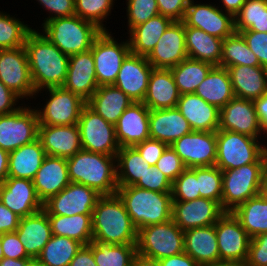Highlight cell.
<instances>
[{"label":"cell","mask_w":267,"mask_h":266,"mask_svg":"<svg viewBox=\"0 0 267 266\" xmlns=\"http://www.w3.org/2000/svg\"><path fill=\"white\" fill-rule=\"evenodd\" d=\"M112 35L109 30L102 31L90 49L98 86L113 85L123 61L131 53L128 39L118 42Z\"/></svg>","instance_id":"cell-9"},{"label":"cell","mask_w":267,"mask_h":266,"mask_svg":"<svg viewBox=\"0 0 267 266\" xmlns=\"http://www.w3.org/2000/svg\"><path fill=\"white\" fill-rule=\"evenodd\" d=\"M221 7L222 10L232 14L234 17L235 15L241 10L243 4L246 0H221Z\"/></svg>","instance_id":"cell-64"},{"label":"cell","mask_w":267,"mask_h":266,"mask_svg":"<svg viewBox=\"0 0 267 266\" xmlns=\"http://www.w3.org/2000/svg\"><path fill=\"white\" fill-rule=\"evenodd\" d=\"M152 70L147 57L130 53L123 61L113 86L134 102H143Z\"/></svg>","instance_id":"cell-22"},{"label":"cell","mask_w":267,"mask_h":266,"mask_svg":"<svg viewBox=\"0 0 267 266\" xmlns=\"http://www.w3.org/2000/svg\"><path fill=\"white\" fill-rule=\"evenodd\" d=\"M133 102L130 97L117 87L102 85L97 88L86 104L115 126L119 117Z\"/></svg>","instance_id":"cell-33"},{"label":"cell","mask_w":267,"mask_h":266,"mask_svg":"<svg viewBox=\"0 0 267 266\" xmlns=\"http://www.w3.org/2000/svg\"><path fill=\"white\" fill-rule=\"evenodd\" d=\"M1 244L4 258L29 259L24 246L19 240L16 232L1 234Z\"/></svg>","instance_id":"cell-57"},{"label":"cell","mask_w":267,"mask_h":266,"mask_svg":"<svg viewBox=\"0 0 267 266\" xmlns=\"http://www.w3.org/2000/svg\"><path fill=\"white\" fill-rule=\"evenodd\" d=\"M126 2L128 32L159 14L156 0H126Z\"/></svg>","instance_id":"cell-50"},{"label":"cell","mask_w":267,"mask_h":266,"mask_svg":"<svg viewBox=\"0 0 267 266\" xmlns=\"http://www.w3.org/2000/svg\"><path fill=\"white\" fill-rule=\"evenodd\" d=\"M101 195L91 187L70 182L58 194L43 203L47 215L73 216L92 215L96 202Z\"/></svg>","instance_id":"cell-15"},{"label":"cell","mask_w":267,"mask_h":266,"mask_svg":"<svg viewBox=\"0 0 267 266\" xmlns=\"http://www.w3.org/2000/svg\"><path fill=\"white\" fill-rule=\"evenodd\" d=\"M134 186L155 192H171L172 182L156 167L150 166Z\"/></svg>","instance_id":"cell-52"},{"label":"cell","mask_w":267,"mask_h":266,"mask_svg":"<svg viewBox=\"0 0 267 266\" xmlns=\"http://www.w3.org/2000/svg\"><path fill=\"white\" fill-rule=\"evenodd\" d=\"M234 19L236 32H267V0H246Z\"/></svg>","instance_id":"cell-45"},{"label":"cell","mask_w":267,"mask_h":266,"mask_svg":"<svg viewBox=\"0 0 267 266\" xmlns=\"http://www.w3.org/2000/svg\"><path fill=\"white\" fill-rule=\"evenodd\" d=\"M15 232L30 258L38 257L52 237L50 221L43 209L22 217Z\"/></svg>","instance_id":"cell-29"},{"label":"cell","mask_w":267,"mask_h":266,"mask_svg":"<svg viewBox=\"0 0 267 266\" xmlns=\"http://www.w3.org/2000/svg\"><path fill=\"white\" fill-rule=\"evenodd\" d=\"M45 156L39 138L9 152L8 177L33 180Z\"/></svg>","instance_id":"cell-35"},{"label":"cell","mask_w":267,"mask_h":266,"mask_svg":"<svg viewBox=\"0 0 267 266\" xmlns=\"http://www.w3.org/2000/svg\"><path fill=\"white\" fill-rule=\"evenodd\" d=\"M245 266H267V233L251 238Z\"/></svg>","instance_id":"cell-54"},{"label":"cell","mask_w":267,"mask_h":266,"mask_svg":"<svg viewBox=\"0 0 267 266\" xmlns=\"http://www.w3.org/2000/svg\"><path fill=\"white\" fill-rule=\"evenodd\" d=\"M70 182L91 187L101 196L117 193L116 156L80 150L67 158Z\"/></svg>","instance_id":"cell-3"},{"label":"cell","mask_w":267,"mask_h":266,"mask_svg":"<svg viewBox=\"0 0 267 266\" xmlns=\"http://www.w3.org/2000/svg\"><path fill=\"white\" fill-rule=\"evenodd\" d=\"M93 242L137 245L138 230L118 194L100 196L92 212Z\"/></svg>","instance_id":"cell-2"},{"label":"cell","mask_w":267,"mask_h":266,"mask_svg":"<svg viewBox=\"0 0 267 266\" xmlns=\"http://www.w3.org/2000/svg\"><path fill=\"white\" fill-rule=\"evenodd\" d=\"M172 201H191L200 198L196 167L186 168L172 183Z\"/></svg>","instance_id":"cell-49"},{"label":"cell","mask_w":267,"mask_h":266,"mask_svg":"<svg viewBox=\"0 0 267 266\" xmlns=\"http://www.w3.org/2000/svg\"><path fill=\"white\" fill-rule=\"evenodd\" d=\"M70 183L67 159L46 155L33 179L36 194L44 203Z\"/></svg>","instance_id":"cell-26"},{"label":"cell","mask_w":267,"mask_h":266,"mask_svg":"<svg viewBox=\"0 0 267 266\" xmlns=\"http://www.w3.org/2000/svg\"><path fill=\"white\" fill-rule=\"evenodd\" d=\"M200 197L217 201L222 199V171L217 166L196 167Z\"/></svg>","instance_id":"cell-48"},{"label":"cell","mask_w":267,"mask_h":266,"mask_svg":"<svg viewBox=\"0 0 267 266\" xmlns=\"http://www.w3.org/2000/svg\"><path fill=\"white\" fill-rule=\"evenodd\" d=\"M184 252L200 266L219 263L215 225L185 230Z\"/></svg>","instance_id":"cell-30"},{"label":"cell","mask_w":267,"mask_h":266,"mask_svg":"<svg viewBox=\"0 0 267 266\" xmlns=\"http://www.w3.org/2000/svg\"><path fill=\"white\" fill-rule=\"evenodd\" d=\"M69 266H97L93 256V241L82 246Z\"/></svg>","instance_id":"cell-61"},{"label":"cell","mask_w":267,"mask_h":266,"mask_svg":"<svg viewBox=\"0 0 267 266\" xmlns=\"http://www.w3.org/2000/svg\"><path fill=\"white\" fill-rule=\"evenodd\" d=\"M38 138L49 156L67 159L82 150L78 124L39 125Z\"/></svg>","instance_id":"cell-23"},{"label":"cell","mask_w":267,"mask_h":266,"mask_svg":"<svg viewBox=\"0 0 267 266\" xmlns=\"http://www.w3.org/2000/svg\"><path fill=\"white\" fill-rule=\"evenodd\" d=\"M224 213L217 201L208 198L172 201V220L183 231L215 225Z\"/></svg>","instance_id":"cell-18"},{"label":"cell","mask_w":267,"mask_h":266,"mask_svg":"<svg viewBox=\"0 0 267 266\" xmlns=\"http://www.w3.org/2000/svg\"><path fill=\"white\" fill-rule=\"evenodd\" d=\"M4 258L2 244H1V234H0V261Z\"/></svg>","instance_id":"cell-72"},{"label":"cell","mask_w":267,"mask_h":266,"mask_svg":"<svg viewBox=\"0 0 267 266\" xmlns=\"http://www.w3.org/2000/svg\"><path fill=\"white\" fill-rule=\"evenodd\" d=\"M185 43L188 58L220 66L223 39L185 25Z\"/></svg>","instance_id":"cell-36"},{"label":"cell","mask_w":267,"mask_h":266,"mask_svg":"<svg viewBox=\"0 0 267 266\" xmlns=\"http://www.w3.org/2000/svg\"><path fill=\"white\" fill-rule=\"evenodd\" d=\"M82 246L74 239L52 235L37 258L47 266H69Z\"/></svg>","instance_id":"cell-42"},{"label":"cell","mask_w":267,"mask_h":266,"mask_svg":"<svg viewBox=\"0 0 267 266\" xmlns=\"http://www.w3.org/2000/svg\"><path fill=\"white\" fill-rule=\"evenodd\" d=\"M41 7L45 8L50 14L43 20L46 23L49 20L75 15L74 0H36Z\"/></svg>","instance_id":"cell-55"},{"label":"cell","mask_w":267,"mask_h":266,"mask_svg":"<svg viewBox=\"0 0 267 266\" xmlns=\"http://www.w3.org/2000/svg\"><path fill=\"white\" fill-rule=\"evenodd\" d=\"M216 142L215 166L221 171L236 169L246 164L265 163L263 157L265 140L263 139L227 130H217Z\"/></svg>","instance_id":"cell-6"},{"label":"cell","mask_w":267,"mask_h":266,"mask_svg":"<svg viewBox=\"0 0 267 266\" xmlns=\"http://www.w3.org/2000/svg\"><path fill=\"white\" fill-rule=\"evenodd\" d=\"M188 58L185 43V24L174 21L162 34L147 56L153 68L170 69Z\"/></svg>","instance_id":"cell-20"},{"label":"cell","mask_w":267,"mask_h":266,"mask_svg":"<svg viewBox=\"0 0 267 266\" xmlns=\"http://www.w3.org/2000/svg\"><path fill=\"white\" fill-rule=\"evenodd\" d=\"M176 108L189 122L193 131L216 132L220 109L205 102L195 93L181 94Z\"/></svg>","instance_id":"cell-27"},{"label":"cell","mask_w":267,"mask_h":266,"mask_svg":"<svg viewBox=\"0 0 267 266\" xmlns=\"http://www.w3.org/2000/svg\"><path fill=\"white\" fill-rule=\"evenodd\" d=\"M218 130H227L262 139V128L252 100L234 97L220 109Z\"/></svg>","instance_id":"cell-19"},{"label":"cell","mask_w":267,"mask_h":266,"mask_svg":"<svg viewBox=\"0 0 267 266\" xmlns=\"http://www.w3.org/2000/svg\"><path fill=\"white\" fill-rule=\"evenodd\" d=\"M206 266H245L241 263H234V262H219L216 264L206 265Z\"/></svg>","instance_id":"cell-70"},{"label":"cell","mask_w":267,"mask_h":266,"mask_svg":"<svg viewBox=\"0 0 267 266\" xmlns=\"http://www.w3.org/2000/svg\"><path fill=\"white\" fill-rule=\"evenodd\" d=\"M261 195L267 200V173H264L263 181L261 185Z\"/></svg>","instance_id":"cell-69"},{"label":"cell","mask_w":267,"mask_h":266,"mask_svg":"<svg viewBox=\"0 0 267 266\" xmlns=\"http://www.w3.org/2000/svg\"><path fill=\"white\" fill-rule=\"evenodd\" d=\"M170 146L186 168L211 167L216 164V132L192 131L175 140Z\"/></svg>","instance_id":"cell-16"},{"label":"cell","mask_w":267,"mask_h":266,"mask_svg":"<svg viewBox=\"0 0 267 266\" xmlns=\"http://www.w3.org/2000/svg\"><path fill=\"white\" fill-rule=\"evenodd\" d=\"M160 170L173 183L186 169L181 158L171 146H168L154 166Z\"/></svg>","instance_id":"cell-51"},{"label":"cell","mask_w":267,"mask_h":266,"mask_svg":"<svg viewBox=\"0 0 267 266\" xmlns=\"http://www.w3.org/2000/svg\"><path fill=\"white\" fill-rule=\"evenodd\" d=\"M192 131L189 122L176 107L150 110L149 133L151 139L159 140L170 146L175 140Z\"/></svg>","instance_id":"cell-28"},{"label":"cell","mask_w":267,"mask_h":266,"mask_svg":"<svg viewBox=\"0 0 267 266\" xmlns=\"http://www.w3.org/2000/svg\"><path fill=\"white\" fill-rule=\"evenodd\" d=\"M52 235L74 239L83 245L93 241L92 215H48Z\"/></svg>","instance_id":"cell-38"},{"label":"cell","mask_w":267,"mask_h":266,"mask_svg":"<svg viewBox=\"0 0 267 266\" xmlns=\"http://www.w3.org/2000/svg\"><path fill=\"white\" fill-rule=\"evenodd\" d=\"M0 201L21 218L43 209L33 180L25 178L7 177L0 185Z\"/></svg>","instance_id":"cell-21"},{"label":"cell","mask_w":267,"mask_h":266,"mask_svg":"<svg viewBox=\"0 0 267 266\" xmlns=\"http://www.w3.org/2000/svg\"><path fill=\"white\" fill-rule=\"evenodd\" d=\"M180 95L171 70L153 68L143 103L150 110L174 108Z\"/></svg>","instance_id":"cell-31"},{"label":"cell","mask_w":267,"mask_h":266,"mask_svg":"<svg viewBox=\"0 0 267 266\" xmlns=\"http://www.w3.org/2000/svg\"><path fill=\"white\" fill-rule=\"evenodd\" d=\"M263 157L265 160V172L267 173V144L263 146Z\"/></svg>","instance_id":"cell-71"},{"label":"cell","mask_w":267,"mask_h":266,"mask_svg":"<svg viewBox=\"0 0 267 266\" xmlns=\"http://www.w3.org/2000/svg\"><path fill=\"white\" fill-rule=\"evenodd\" d=\"M133 266H161V265L158 260L148 258L137 253L134 258Z\"/></svg>","instance_id":"cell-66"},{"label":"cell","mask_w":267,"mask_h":266,"mask_svg":"<svg viewBox=\"0 0 267 266\" xmlns=\"http://www.w3.org/2000/svg\"><path fill=\"white\" fill-rule=\"evenodd\" d=\"M174 21L158 14L145 23L135 26L129 33V47L132 54L147 57L154 49L165 30Z\"/></svg>","instance_id":"cell-34"},{"label":"cell","mask_w":267,"mask_h":266,"mask_svg":"<svg viewBox=\"0 0 267 266\" xmlns=\"http://www.w3.org/2000/svg\"><path fill=\"white\" fill-rule=\"evenodd\" d=\"M256 113L263 130V135H267V93L254 101Z\"/></svg>","instance_id":"cell-63"},{"label":"cell","mask_w":267,"mask_h":266,"mask_svg":"<svg viewBox=\"0 0 267 266\" xmlns=\"http://www.w3.org/2000/svg\"><path fill=\"white\" fill-rule=\"evenodd\" d=\"M46 103L42 108L37 107L39 125H73L78 124L82 108L86 105L77 94L63 86L47 88ZM49 98V99H48Z\"/></svg>","instance_id":"cell-12"},{"label":"cell","mask_w":267,"mask_h":266,"mask_svg":"<svg viewBox=\"0 0 267 266\" xmlns=\"http://www.w3.org/2000/svg\"><path fill=\"white\" fill-rule=\"evenodd\" d=\"M264 173L265 163H252L223 170L222 209L232 212L248 199L260 194Z\"/></svg>","instance_id":"cell-7"},{"label":"cell","mask_w":267,"mask_h":266,"mask_svg":"<svg viewBox=\"0 0 267 266\" xmlns=\"http://www.w3.org/2000/svg\"><path fill=\"white\" fill-rule=\"evenodd\" d=\"M184 252V231L174 221L150 225L138 230L137 253L156 260Z\"/></svg>","instance_id":"cell-8"},{"label":"cell","mask_w":267,"mask_h":266,"mask_svg":"<svg viewBox=\"0 0 267 266\" xmlns=\"http://www.w3.org/2000/svg\"><path fill=\"white\" fill-rule=\"evenodd\" d=\"M38 126L34 106L23 104L12 113L0 115V148L11 152L33 142L38 138Z\"/></svg>","instance_id":"cell-11"},{"label":"cell","mask_w":267,"mask_h":266,"mask_svg":"<svg viewBox=\"0 0 267 266\" xmlns=\"http://www.w3.org/2000/svg\"><path fill=\"white\" fill-rule=\"evenodd\" d=\"M28 259H10L3 258L0 261V266H26Z\"/></svg>","instance_id":"cell-67"},{"label":"cell","mask_w":267,"mask_h":266,"mask_svg":"<svg viewBox=\"0 0 267 266\" xmlns=\"http://www.w3.org/2000/svg\"><path fill=\"white\" fill-rule=\"evenodd\" d=\"M9 152L0 148V185L8 177Z\"/></svg>","instance_id":"cell-65"},{"label":"cell","mask_w":267,"mask_h":266,"mask_svg":"<svg viewBox=\"0 0 267 266\" xmlns=\"http://www.w3.org/2000/svg\"><path fill=\"white\" fill-rule=\"evenodd\" d=\"M21 217L9 210L0 201V234L15 232L19 226Z\"/></svg>","instance_id":"cell-60"},{"label":"cell","mask_w":267,"mask_h":266,"mask_svg":"<svg viewBox=\"0 0 267 266\" xmlns=\"http://www.w3.org/2000/svg\"><path fill=\"white\" fill-rule=\"evenodd\" d=\"M24 47L36 97L42 89L64 85L69 56L63 54L44 34L34 28L28 33Z\"/></svg>","instance_id":"cell-1"},{"label":"cell","mask_w":267,"mask_h":266,"mask_svg":"<svg viewBox=\"0 0 267 266\" xmlns=\"http://www.w3.org/2000/svg\"><path fill=\"white\" fill-rule=\"evenodd\" d=\"M26 266H47L44 264L40 259L37 257L34 258H29L28 261L26 262Z\"/></svg>","instance_id":"cell-68"},{"label":"cell","mask_w":267,"mask_h":266,"mask_svg":"<svg viewBox=\"0 0 267 266\" xmlns=\"http://www.w3.org/2000/svg\"><path fill=\"white\" fill-rule=\"evenodd\" d=\"M237 65L261 66L257 56L248 47L243 36L235 31L223 39L220 66L227 68Z\"/></svg>","instance_id":"cell-43"},{"label":"cell","mask_w":267,"mask_h":266,"mask_svg":"<svg viewBox=\"0 0 267 266\" xmlns=\"http://www.w3.org/2000/svg\"><path fill=\"white\" fill-rule=\"evenodd\" d=\"M159 14L173 21H183L190 0H156Z\"/></svg>","instance_id":"cell-58"},{"label":"cell","mask_w":267,"mask_h":266,"mask_svg":"<svg viewBox=\"0 0 267 266\" xmlns=\"http://www.w3.org/2000/svg\"><path fill=\"white\" fill-rule=\"evenodd\" d=\"M213 67L208 62L186 58L170 70L180 94H187L195 92Z\"/></svg>","instance_id":"cell-41"},{"label":"cell","mask_w":267,"mask_h":266,"mask_svg":"<svg viewBox=\"0 0 267 266\" xmlns=\"http://www.w3.org/2000/svg\"><path fill=\"white\" fill-rule=\"evenodd\" d=\"M218 109L235 97L227 68L214 66L194 92Z\"/></svg>","instance_id":"cell-37"},{"label":"cell","mask_w":267,"mask_h":266,"mask_svg":"<svg viewBox=\"0 0 267 266\" xmlns=\"http://www.w3.org/2000/svg\"><path fill=\"white\" fill-rule=\"evenodd\" d=\"M0 80L21 99H36L24 46L0 50Z\"/></svg>","instance_id":"cell-14"},{"label":"cell","mask_w":267,"mask_h":266,"mask_svg":"<svg viewBox=\"0 0 267 266\" xmlns=\"http://www.w3.org/2000/svg\"><path fill=\"white\" fill-rule=\"evenodd\" d=\"M114 0H74L75 15L94 23L102 31H108L106 22L113 10Z\"/></svg>","instance_id":"cell-47"},{"label":"cell","mask_w":267,"mask_h":266,"mask_svg":"<svg viewBox=\"0 0 267 266\" xmlns=\"http://www.w3.org/2000/svg\"><path fill=\"white\" fill-rule=\"evenodd\" d=\"M137 245L93 242V256L97 266H133Z\"/></svg>","instance_id":"cell-44"},{"label":"cell","mask_w":267,"mask_h":266,"mask_svg":"<svg viewBox=\"0 0 267 266\" xmlns=\"http://www.w3.org/2000/svg\"><path fill=\"white\" fill-rule=\"evenodd\" d=\"M41 26L40 32L67 56L89 51L102 32L94 23L77 15L49 20Z\"/></svg>","instance_id":"cell-5"},{"label":"cell","mask_w":267,"mask_h":266,"mask_svg":"<svg viewBox=\"0 0 267 266\" xmlns=\"http://www.w3.org/2000/svg\"><path fill=\"white\" fill-rule=\"evenodd\" d=\"M7 12L0 11V50L24 46L32 27Z\"/></svg>","instance_id":"cell-46"},{"label":"cell","mask_w":267,"mask_h":266,"mask_svg":"<svg viewBox=\"0 0 267 266\" xmlns=\"http://www.w3.org/2000/svg\"><path fill=\"white\" fill-rule=\"evenodd\" d=\"M117 194L137 230L172 219L171 192H155L137 186L118 187Z\"/></svg>","instance_id":"cell-4"},{"label":"cell","mask_w":267,"mask_h":266,"mask_svg":"<svg viewBox=\"0 0 267 266\" xmlns=\"http://www.w3.org/2000/svg\"><path fill=\"white\" fill-rule=\"evenodd\" d=\"M232 213L251 238L267 233V200L261 193L239 205Z\"/></svg>","instance_id":"cell-39"},{"label":"cell","mask_w":267,"mask_h":266,"mask_svg":"<svg viewBox=\"0 0 267 266\" xmlns=\"http://www.w3.org/2000/svg\"><path fill=\"white\" fill-rule=\"evenodd\" d=\"M219 262L245 264L251 237L232 212H225L215 223Z\"/></svg>","instance_id":"cell-13"},{"label":"cell","mask_w":267,"mask_h":266,"mask_svg":"<svg viewBox=\"0 0 267 266\" xmlns=\"http://www.w3.org/2000/svg\"><path fill=\"white\" fill-rule=\"evenodd\" d=\"M220 8V9H219ZM186 26L201 29L211 36L225 39L235 32L234 16L218 5L190 0L182 21Z\"/></svg>","instance_id":"cell-17"},{"label":"cell","mask_w":267,"mask_h":266,"mask_svg":"<svg viewBox=\"0 0 267 266\" xmlns=\"http://www.w3.org/2000/svg\"><path fill=\"white\" fill-rule=\"evenodd\" d=\"M150 166L135 147L120 148L116 155L118 187L134 186Z\"/></svg>","instance_id":"cell-40"},{"label":"cell","mask_w":267,"mask_h":266,"mask_svg":"<svg viewBox=\"0 0 267 266\" xmlns=\"http://www.w3.org/2000/svg\"><path fill=\"white\" fill-rule=\"evenodd\" d=\"M19 100L22 101L18 95L0 80V115L12 113L20 108L23 103L18 105Z\"/></svg>","instance_id":"cell-59"},{"label":"cell","mask_w":267,"mask_h":266,"mask_svg":"<svg viewBox=\"0 0 267 266\" xmlns=\"http://www.w3.org/2000/svg\"><path fill=\"white\" fill-rule=\"evenodd\" d=\"M63 87L86 102L91 98L99 87L91 50L69 56L67 77Z\"/></svg>","instance_id":"cell-25"},{"label":"cell","mask_w":267,"mask_h":266,"mask_svg":"<svg viewBox=\"0 0 267 266\" xmlns=\"http://www.w3.org/2000/svg\"><path fill=\"white\" fill-rule=\"evenodd\" d=\"M150 109L143 102H133L119 117L115 125L120 148L134 147L150 138Z\"/></svg>","instance_id":"cell-24"},{"label":"cell","mask_w":267,"mask_h":266,"mask_svg":"<svg viewBox=\"0 0 267 266\" xmlns=\"http://www.w3.org/2000/svg\"><path fill=\"white\" fill-rule=\"evenodd\" d=\"M161 266H200L185 252L158 260Z\"/></svg>","instance_id":"cell-62"},{"label":"cell","mask_w":267,"mask_h":266,"mask_svg":"<svg viewBox=\"0 0 267 266\" xmlns=\"http://www.w3.org/2000/svg\"><path fill=\"white\" fill-rule=\"evenodd\" d=\"M134 147L139 151L142 158L154 167L168 145L159 140L149 138Z\"/></svg>","instance_id":"cell-56"},{"label":"cell","mask_w":267,"mask_h":266,"mask_svg":"<svg viewBox=\"0 0 267 266\" xmlns=\"http://www.w3.org/2000/svg\"><path fill=\"white\" fill-rule=\"evenodd\" d=\"M82 149L116 156L120 149L115 126L98 115L87 104L82 108L78 120Z\"/></svg>","instance_id":"cell-10"},{"label":"cell","mask_w":267,"mask_h":266,"mask_svg":"<svg viewBox=\"0 0 267 266\" xmlns=\"http://www.w3.org/2000/svg\"><path fill=\"white\" fill-rule=\"evenodd\" d=\"M248 47L257 56L260 65L267 68V32L244 30L239 32Z\"/></svg>","instance_id":"cell-53"},{"label":"cell","mask_w":267,"mask_h":266,"mask_svg":"<svg viewBox=\"0 0 267 266\" xmlns=\"http://www.w3.org/2000/svg\"><path fill=\"white\" fill-rule=\"evenodd\" d=\"M227 70L235 97L254 101L267 93V68L237 65Z\"/></svg>","instance_id":"cell-32"}]
</instances>
